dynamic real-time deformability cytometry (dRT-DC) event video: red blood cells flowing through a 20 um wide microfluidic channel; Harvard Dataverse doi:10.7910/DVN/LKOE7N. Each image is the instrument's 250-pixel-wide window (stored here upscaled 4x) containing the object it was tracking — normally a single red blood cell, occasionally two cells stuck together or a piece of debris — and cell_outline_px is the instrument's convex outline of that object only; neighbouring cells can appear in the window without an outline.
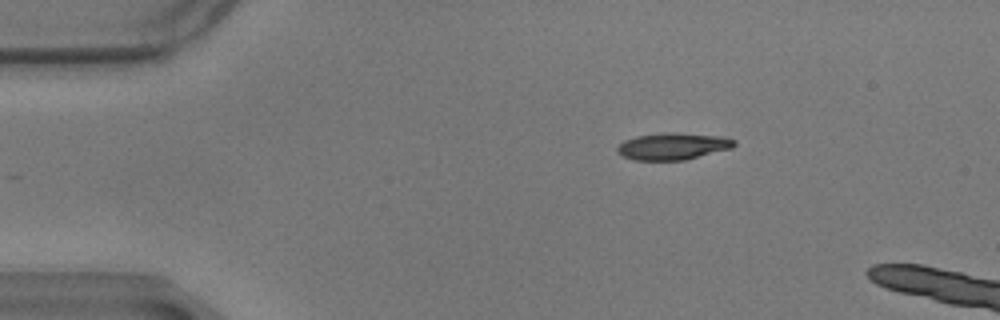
{"species": "common noctule bat (a hibernating species)", "species_latin": "Nyctalus noctula", "temperature_condition": "warm", "stored_images_in_passage": 35, "camera_frame_rate_fps": 3000, "um_per_image_px": 0.085, "animal": {"sex": "male", "body_mass_g": 17.9}, "frame": {"image": 1, "passage_image": 1, "time_ms": 0.0, "image_size_px": [1000, 320], "cell_outline_px": [[736, 144], [732, 148], [684, 160], [636, 160], [624, 156], [616, 152], [616, 148], [624, 140], [636, 136], [668, 132], [720, 136], [736, 140]], "centroid_in_image_um": [57.19, 12.43], "position_along_channel_um": 27.8, "area_um2": 18.15}}
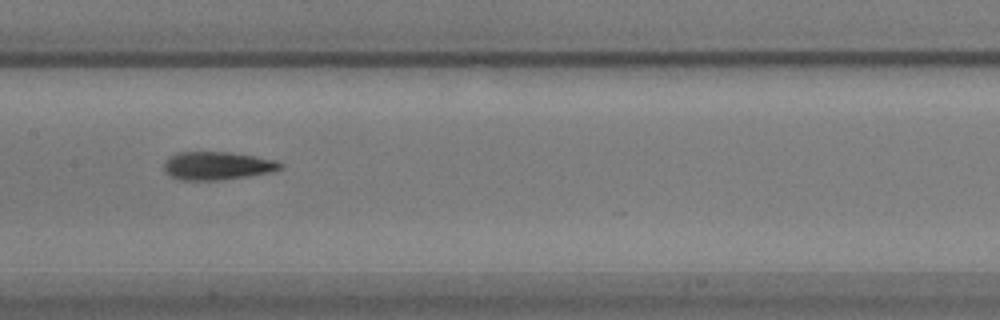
{"frame": {"image": 2, "passage_image": 20, "time_ms": 6.333, "image_size_px": [1000, 320], "cell_outline_px": [[284, 168], [272, 172], [248, 176], [216, 180], [180, 180], [164, 172], [164, 164], [172, 156], [180, 152], [228, 152], [276, 160], [284, 164]], "centroid_in_image_um": [18.51, 14.09], "position_along_channel_um": 188.9, "area_um2": 18.9}}
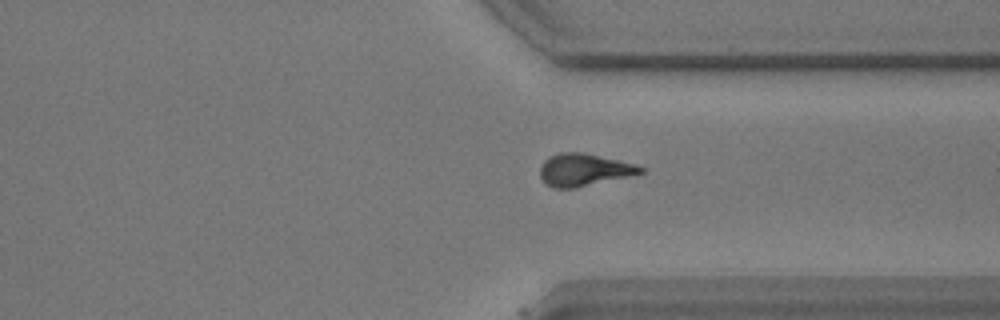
{"frame": {"image": 3, "passage_image": 35, "time_ms": 11.333, "image_size_px": [1000, 320], "cell_outline_px": [[644, 172], [636, 176], [572, 188], [552, 188], [544, 184], [540, 176], [540, 168], [544, 160], [548, 156], [560, 152], [584, 152], [636, 164], [644, 168]], "centroid_in_image_um": [49.65, 14.44], "position_along_channel_um": 361.7, "area_um2": 19.36}}